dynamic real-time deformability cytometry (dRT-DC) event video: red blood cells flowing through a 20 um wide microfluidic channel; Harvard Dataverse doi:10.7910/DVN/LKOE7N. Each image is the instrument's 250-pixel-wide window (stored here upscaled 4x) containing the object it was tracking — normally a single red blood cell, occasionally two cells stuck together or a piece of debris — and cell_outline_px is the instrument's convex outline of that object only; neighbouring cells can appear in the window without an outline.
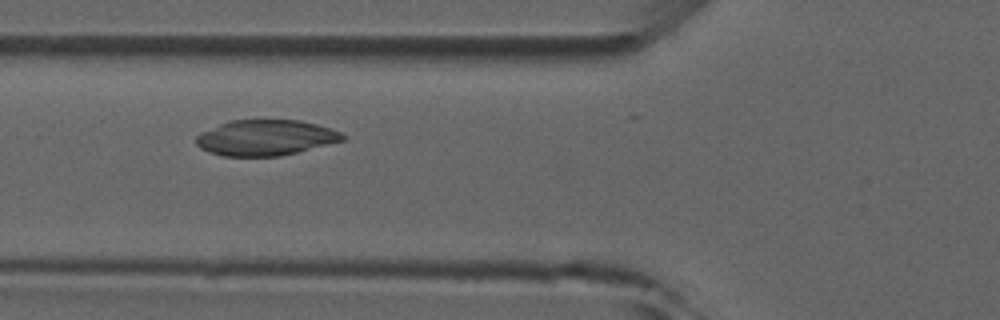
{"species": "common noctule bat (a hibernating species)", "species_latin": "Nyctalus noctula", "temperature_condition": "room temperature", "stored_images_in_passage": 9, "camera_frame_rate_fps": 3000, "um_per_image_px": 0.085, "animal": {"sex": "male", "forearm_length_mm": 52.5}, "frame": {"image": 1, "passage_image": 5, "time_ms": 5.333, "image_size_px": [1000, 320], "cell_outline_px": [[348, 136], [344, 140], [280, 156], [224, 156], [208, 152], [200, 148], [196, 144], [196, 136], [200, 132], [228, 120], [300, 120], [316, 124], [340, 132]], "centroid_in_image_um": [22.54, 11.7], "position_along_channel_um": 103.3, "area_um2": 30.4}}
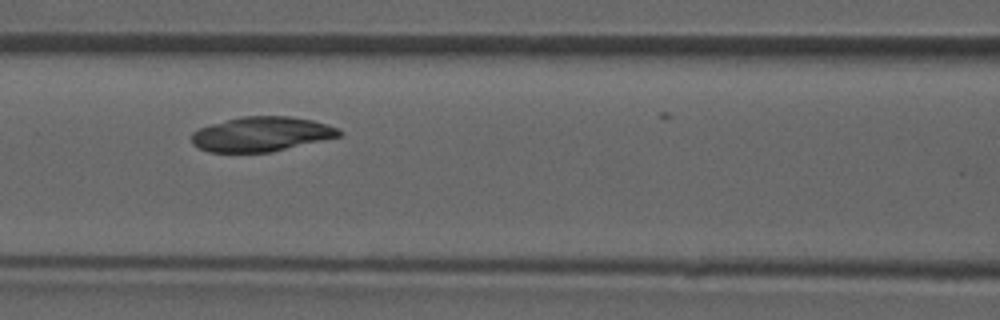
{"frame": {"image": 2, "passage_image": 6, "time_ms": 6.333, "image_size_px": [1000, 320], "cell_outline_px": [[344, 132], [340, 136], [272, 152], [208, 152], [192, 144], [192, 132], [200, 128], [212, 124], [240, 116], [292, 116], [312, 120], [328, 124], [340, 128]], "centroid_in_image_um": [22.26, 11.39], "position_along_channel_um": 144.3, "area_um2": 29.88}}